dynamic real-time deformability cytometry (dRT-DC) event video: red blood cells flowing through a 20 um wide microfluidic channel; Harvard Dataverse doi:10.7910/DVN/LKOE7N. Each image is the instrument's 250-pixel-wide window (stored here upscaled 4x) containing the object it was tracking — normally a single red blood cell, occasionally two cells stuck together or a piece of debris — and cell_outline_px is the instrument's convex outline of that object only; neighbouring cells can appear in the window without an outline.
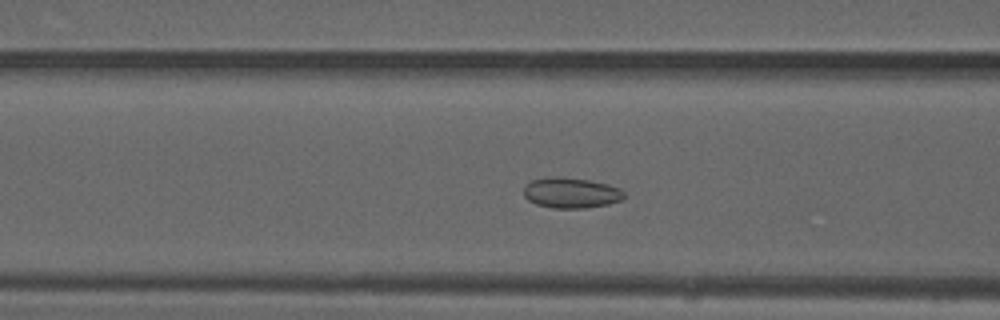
{"species": "common noctule bat (a hibernating species)", "species_latin": "Nyctalus noctula", "temperature_condition": "warm", "stored_images_in_passage": 47, "camera_frame_rate_fps": 3000, "um_per_image_px": 0.085, "animal": {"sex": "male", "forearm_length_mm": 52.5}, "frame": {"image": 1, "passage_image": 17, "time_ms": 5.333, "image_size_px": [1000, 320], "cell_outline_px": [[624, 196], [620, 200], [608, 204], [584, 208], [552, 208], [536, 204], [528, 200], [524, 196], [524, 184], [532, 180], [548, 176], [556, 176], [588, 180], [608, 184], [620, 188], [624, 192]], "centroid_in_image_um": [48.5, 16.38], "position_along_channel_um": 118.1, "area_um2": 17.92}}
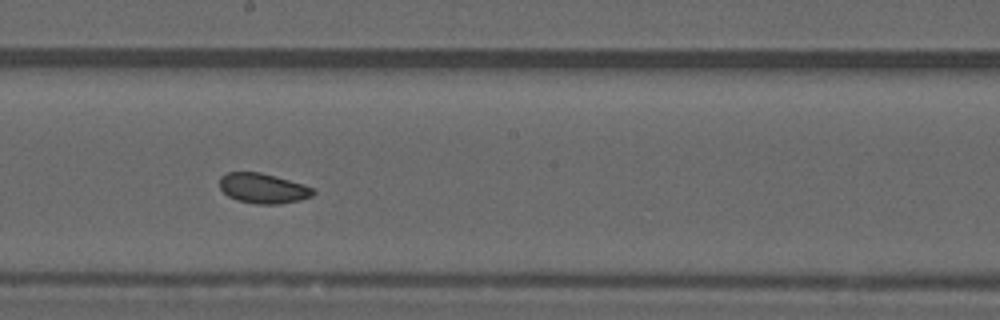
{"frame": {"image": 2, "passage_image": 25, "time_ms": 8.0, "image_size_px": [1000, 320], "cell_outline_px": [[316, 192], [312, 196], [300, 200], [280, 204], [256, 204], [236, 200], [228, 196], [220, 188], [220, 176], [228, 172], [260, 172], [276, 176], [304, 184], [312, 188]], "centroid_in_image_um": [22.36, 16.01], "position_along_channel_um": 225.8, "area_um2": 16.47}}
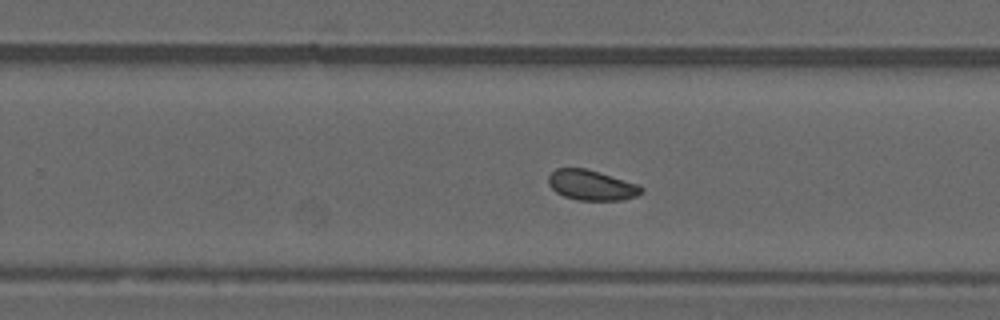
{"frame": {"image": 3, "passage_image": 29, "time_ms": 9.333, "image_size_px": [1000, 320], "cell_outline_px": [[644, 192], [636, 196], [624, 200], [576, 200], [564, 196], [556, 192], [548, 184], [548, 176], [556, 168], [584, 168], [600, 172], [640, 184], [644, 188]], "centroid_in_image_um": [50.31, 15.74], "position_along_channel_um": 279.5, "area_um2": 16.59}}